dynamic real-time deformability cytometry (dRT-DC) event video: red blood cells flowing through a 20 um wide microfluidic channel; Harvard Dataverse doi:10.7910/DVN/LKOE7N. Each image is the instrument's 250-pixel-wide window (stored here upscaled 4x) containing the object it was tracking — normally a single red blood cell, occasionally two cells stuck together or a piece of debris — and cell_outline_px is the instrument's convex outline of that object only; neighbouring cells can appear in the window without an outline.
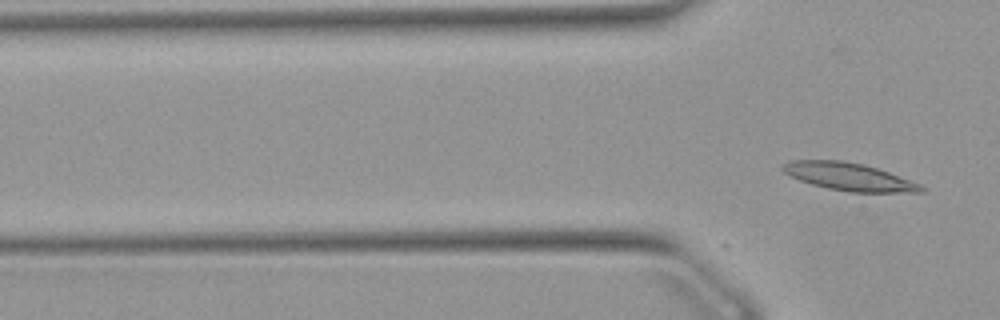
{"species": "Egyptian fruit bat (a non-hibernating species)", "species_latin": "Rousettus aegyptiacus", "temperature_condition": "warm", "stored_images_in_passage": 15, "camera_frame_rate_fps": 3000, "um_per_image_px": 0.085, "animal": {"sex": "female"}, "frame": {"image": 1, "passage_image": 15, "time_ms": 4.667, "image_size_px": [1000, 320], "cell_outline_px": [[924, 192], [848, 192], [828, 188], [812, 184], [800, 180], [784, 172], [780, 168], [780, 164], [788, 160], [844, 160], [864, 164], [888, 172], [920, 184], [924, 188]], "centroid_in_image_um": [72.11, 15.01], "position_along_channel_um": 53.7, "area_um2": 22.25}}